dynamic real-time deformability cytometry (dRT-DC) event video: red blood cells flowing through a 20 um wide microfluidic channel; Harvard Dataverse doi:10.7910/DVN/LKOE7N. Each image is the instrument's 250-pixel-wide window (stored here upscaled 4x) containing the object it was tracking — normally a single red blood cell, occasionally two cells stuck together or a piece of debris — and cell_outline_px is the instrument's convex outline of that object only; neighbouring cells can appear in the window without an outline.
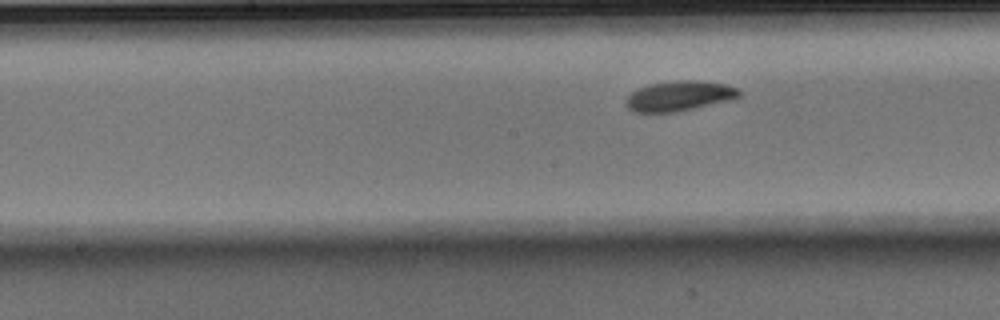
{"species": "Egyptian fruit bat (a non-hibernating species)", "species_latin": "Rousettus aegyptiacus", "temperature_condition": "warm", "stored_images_in_passage": 7, "camera_frame_rate_fps": 3000, "um_per_image_px": 0.085, "animal": {"sex": "male"}, "frame": {"image": 1, "passage_image": 7, "time_ms": 2.0, "image_size_px": [1000, 320], "cell_outline_px": [[744, 92], [740, 96], [732, 100], [676, 112], [636, 112], [628, 108], [624, 104], [624, 100], [636, 88], [648, 84], [672, 80], [704, 80], [728, 84], [740, 88]], "centroid_in_image_um": [57.79, 8.13], "position_along_channel_um": 190.4, "area_um2": 20.46}}